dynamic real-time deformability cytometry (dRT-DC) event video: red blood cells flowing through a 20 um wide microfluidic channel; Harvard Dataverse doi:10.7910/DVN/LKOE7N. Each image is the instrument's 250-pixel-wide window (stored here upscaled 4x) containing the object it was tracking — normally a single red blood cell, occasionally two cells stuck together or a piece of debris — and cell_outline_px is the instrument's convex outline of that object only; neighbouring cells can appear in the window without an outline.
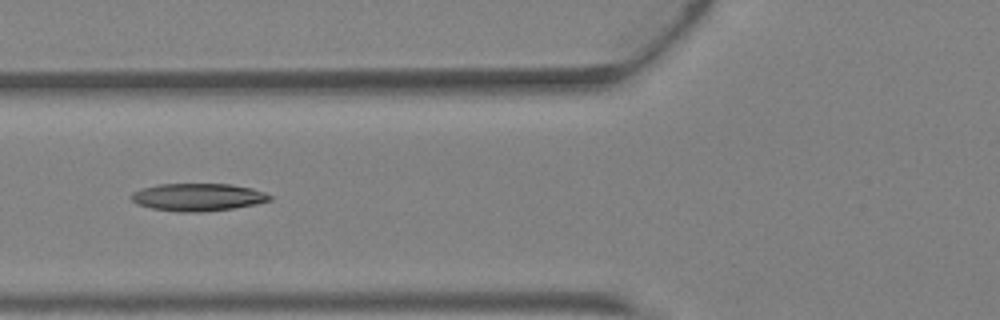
{"species": "Egyptian fruit bat (a non-hibernating species)", "species_latin": "Rousettus aegyptiacus", "temperature_condition": "warm", "stored_images_in_passage": 3, "camera_frame_rate_fps": 3000, "um_per_image_px": 0.085, "animal": {"sex": "female"}, "frame": {"image": 1, "passage_image": 3, "time_ms": 0.667, "image_size_px": [1000, 320], "cell_outline_px": [[272, 200], [256, 204], [232, 208], [200, 212], [176, 212], [152, 208], [136, 204], [128, 196], [132, 192], [140, 188], [160, 184], [232, 184], [252, 188], [264, 192], [272, 196]], "centroid_in_image_um": [16.79, 16.75], "position_along_channel_um": 109.0, "area_um2": 22.43}}